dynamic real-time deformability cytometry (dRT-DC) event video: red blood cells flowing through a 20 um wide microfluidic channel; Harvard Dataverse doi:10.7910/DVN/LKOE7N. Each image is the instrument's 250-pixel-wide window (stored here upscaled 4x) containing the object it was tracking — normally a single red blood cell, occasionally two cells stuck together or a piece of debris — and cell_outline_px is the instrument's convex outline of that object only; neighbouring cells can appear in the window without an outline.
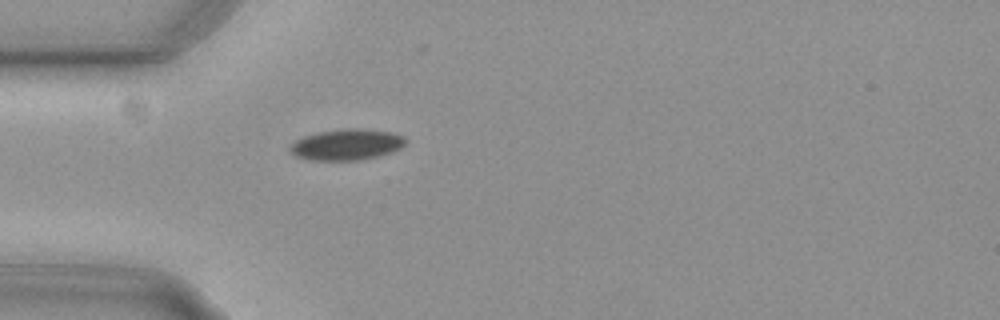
{"species": "common noctule bat (a hibernating species)", "species_latin": "Nyctalus noctula", "temperature_condition": "cold", "stored_images_in_passage": 40, "camera_frame_rate_fps": 3000, "um_per_image_px": 0.085, "animal": {"sex": "female", "body_mass_g": 29.2, "forearm_length_mm": 56.3}, "frame": {"image": 1, "passage_image": 1, "time_ms": 0.0, "image_size_px": [1000, 320], "cell_outline_px": [[408, 140], [400, 148], [392, 152], [360, 160], [312, 160], [296, 156], [288, 148], [296, 140], [304, 136], [320, 132], [340, 128], [356, 128], [392, 132], [404, 136]], "centroid_in_image_um": [29.49, 12.28], "position_along_channel_um": 55.5, "area_um2": 20.81}}
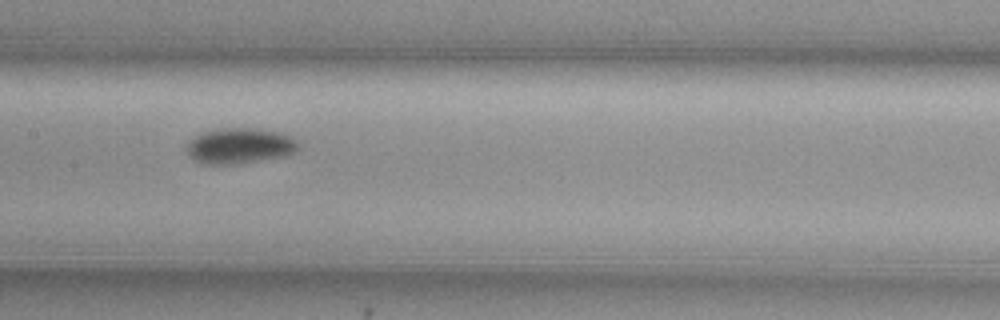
{"frame": {"image": 2, "passage_image": 12, "time_ms": 3.667, "image_size_px": [1000, 320], "cell_outline_px": [[296, 148], [292, 152], [276, 156], [256, 160], [232, 164], [200, 164], [192, 160], [188, 156], [184, 144], [188, 140], [204, 132], [224, 128], [256, 128], [288, 136], [296, 140]], "centroid_in_image_um": [20.19, 12.4], "position_along_channel_um": 187.2, "area_um2": 22.54}}
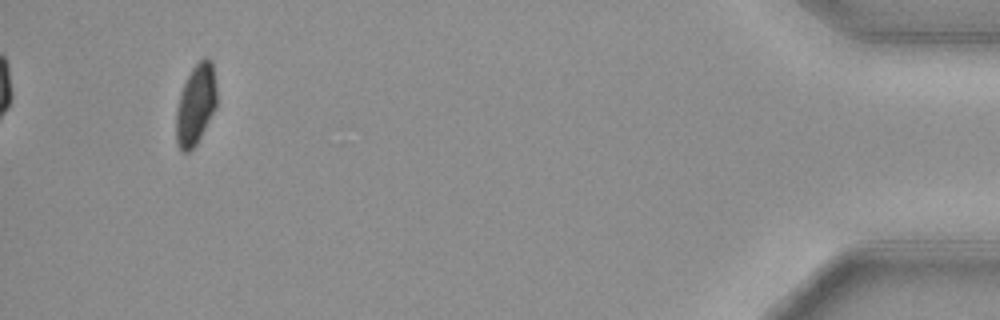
{"frame": {"image": 3, "passage_image": 37, "time_ms": 12.0, "image_size_px": [1000, 320], "cell_outline_px": [[216, 108], [196, 144], [188, 152], [180, 152], [176, 140], [176, 112], [180, 96], [184, 84], [192, 68], [204, 56], [208, 56], [212, 60], [216, 88]], "centroid_in_image_um": [16.64, 8.88], "position_along_channel_um": 418.6, "area_um2": 18.96}, "authors_computed_cell_mechanics": {"area_um2": 21.3571, "velocity_mm_per_s": 3.7369, "shape_relaxation_time_tau1_ms": 7.3575, "shape_relaxation_time_tau2_ms": null, "deformation_change_tau1": 0.0924, "deformation_change_tau2": null}}